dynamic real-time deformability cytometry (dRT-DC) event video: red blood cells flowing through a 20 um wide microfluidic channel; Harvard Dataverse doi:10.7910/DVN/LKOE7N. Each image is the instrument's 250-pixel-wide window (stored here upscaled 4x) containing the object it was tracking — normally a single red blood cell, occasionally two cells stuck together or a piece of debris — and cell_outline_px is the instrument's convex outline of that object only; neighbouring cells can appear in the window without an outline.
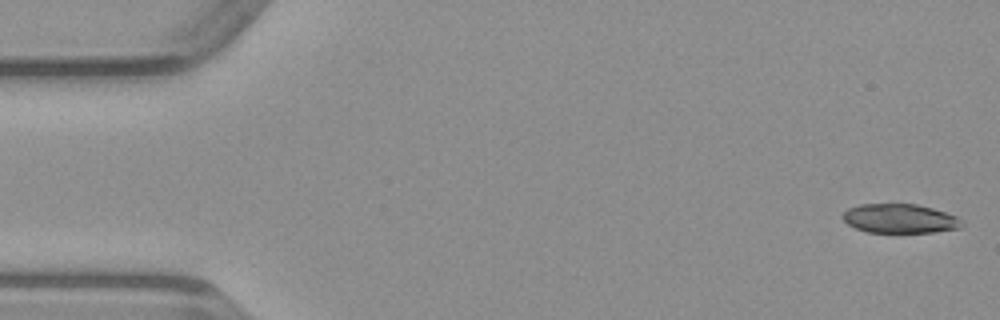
{"species": "common noctule bat (a hibernating species)", "species_latin": "Nyctalus noctula", "temperature_condition": "warm", "stored_images_in_passage": 48, "camera_frame_rate_fps": 3000, "um_per_image_px": 0.085, "animal": {"sex": "male", "body_mass_g": 23.1, "forearm_length_mm": 52.7}, "frame": {"image": 1, "passage_image": 1, "time_ms": 0.0, "image_size_px": [1000, 320], "cell_outline_px": [[964, 224], [960, 228], [932, 232], [868, 232], [856, 228], [848, 224], [840, 216], [848, 208], [860, 204], [916, 204], [932, 208], [956, 216]], "centroid_in_image_um": [76.46, 18.57], "position_along_channel_um": 8.5, "area_um2": 20.11}}
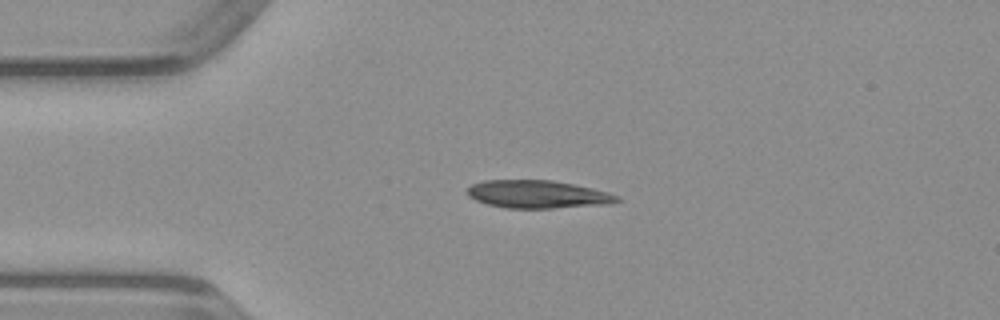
{"frame": {"image": 2, "passage_image": 11, "time_ms": 3.333, "image_size_px": [1000, 320], "cell_outline_px": [[620, 200], [604, 204], [552, 208], [504, 208], [488, 204], [476, 200], [468, 196], [468, 188], [472, 184], [484, 180], [552, 180], [592, 188], [608, 192], [620, 196]], "centroid_in_image_um": [45.68, 16.51], "position_along_channel_um": 39.3, "area_um2": 24.1}}
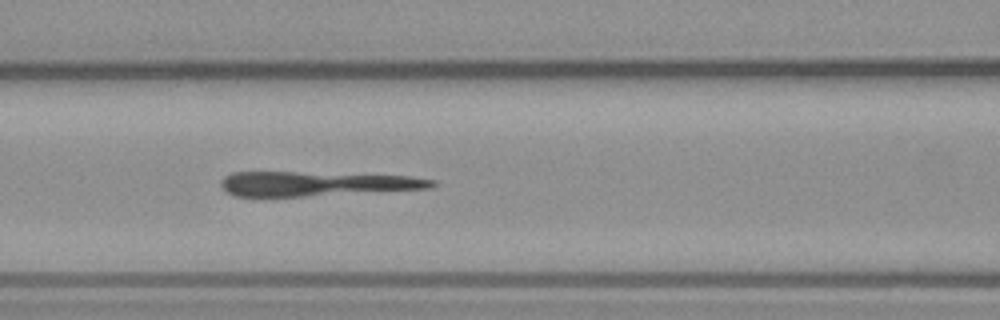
{"frame": {"image": 3, "passage_image": 20, "time_ms": 6.333, "image_size_px": [1000, 320], "cell_outline_px": [[440, 184], [432, 188], [304, 196], [236, 196], [228, 192], [220, 184], [220, 180], [224, 176], [232, 172], [296, 172], [412, 176], [436, 180]], "centroid_in_image_um": [26.94, 15.61], "position_along_channel_um": 139.7, "area_um2": 30.0}}